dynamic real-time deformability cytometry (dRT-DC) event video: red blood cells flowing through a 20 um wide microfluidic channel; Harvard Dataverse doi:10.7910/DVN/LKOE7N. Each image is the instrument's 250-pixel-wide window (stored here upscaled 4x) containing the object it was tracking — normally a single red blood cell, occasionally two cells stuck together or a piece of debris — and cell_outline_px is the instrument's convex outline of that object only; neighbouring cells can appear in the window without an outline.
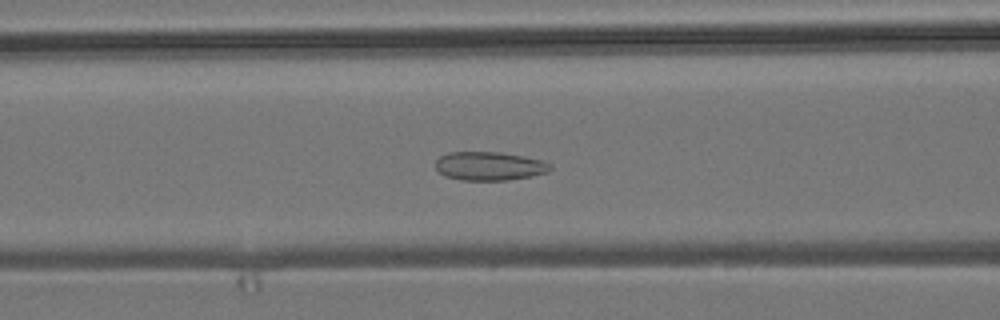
{"species": "common noctule bat (a hibernating species)", "species_latin": "Nyctalus noctula", "temperature_condition": "room temperature", "stored_images_in_passage": 42, "camera_frame_rate_fps": 3000, "um_per_image_px": 0.085, "animal": {"sex": "male", "body_mass_g": 19.2, "forearm_length_mm": 51.8}, "frame": {"image": 1, "passage_image": 21, "time_ms": 6.667, "image_size_px": [1000, 320], "cell_outline_px": [[552, 168], [548, 172], [532, 176], [508, 180], [460, 180], [444, 176], [436, 168], [436, 160], [440, 156], [448, 152], [500, 152], [524, 156], [544, 160], [552, 164]], "centroid_in_image_um": [41.63, 14.11], "position_along_channel_um": 125.0, "area_um2": 19.36}}
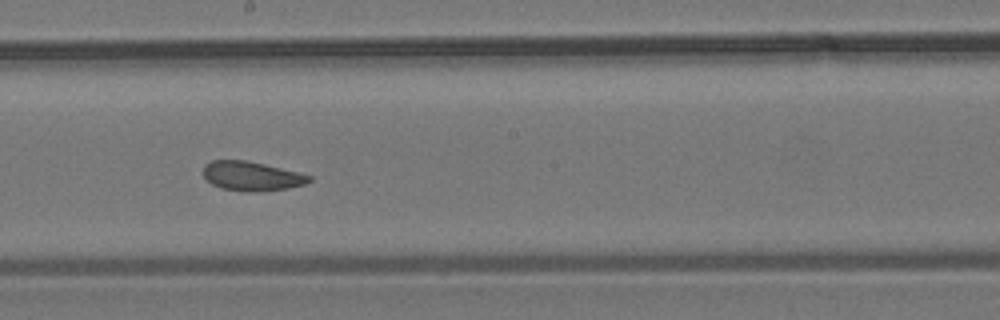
{"frame": {"image": 2, "passage_image": 29, "time_ms": 9.333, "image_size_px": [1000, 320], "cell_outline_px": [[312, 180], [304, 184], [288, 188], [260, 192], [256, 192], [220, 188], [212, 184], [204, 176], [204, 164], [212, 160], [248, 160], [312, 176]], "centroid_in_image_um": [21.38, 14.97], "position_along_channel_um": 226.8, "area_um2": 17.92}}
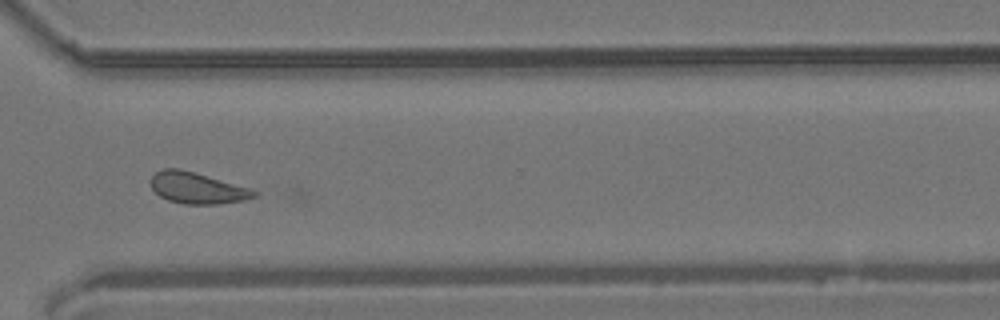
{"frame": {"image": 3, "passage_image": 39, "time_ms": 12.667, "image_size_px": [1000, 320], "cell_outline_px": [[260, 192], [256, 196], [244, 200], [220, 204], [184, 204], [168, 200], [160, 196], [152, 188], [152, 176], [156, 172], [164, 168], [180, 168], [252, 188]], "centroid_in_image_um": [16.81, 15.98], "position_along_channel_um": 353.8, "area_um2": 18.9}, "authors_computed_cell_mechanics": {"area_um2": 19.2474, "velocity_mm_per_s": 3.8172, "shape_relaxation_time_tau1_ms": null, "shape_relaxation_time_tau2_ms": 2.3917, "deformation_change_tau1": null, "deformation_change_tau2": 0.09}}